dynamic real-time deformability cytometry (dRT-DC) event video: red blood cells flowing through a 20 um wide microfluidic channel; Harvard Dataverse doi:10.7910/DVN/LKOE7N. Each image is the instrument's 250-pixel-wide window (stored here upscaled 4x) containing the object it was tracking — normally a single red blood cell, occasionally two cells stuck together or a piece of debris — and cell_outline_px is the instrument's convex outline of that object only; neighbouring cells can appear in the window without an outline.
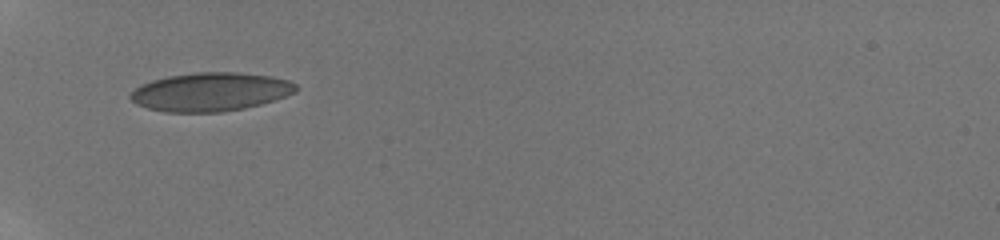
{"species": "human", "species_latin": "Homo sapiens", "temperature_condition": "room temperature", "stored_images_in_passage": 66, "camera_frame_rate_fps": 3000, "um_per_image_px": 0.085, "donor": {"sex": "male"}, "frame": {"image": 1, "passage_image": 1, "time_ms": 0.0, "image_size_px": [1000, 240], "cell_outline_px": [[300, 88], [296, 92], [260, 104], [244, 108], [220, 112], [164, 112], [148, 108], [136, 104], [128, 96], [140, 84], [152, 80], [168, 76], [196, 72], [240, 72], [272, 76], [288, 80], [296, 84]], "centroid_in_image_um": [17.89, 7.8], "position_along_channel_um": 67.1, "area_um2": 37.28}}
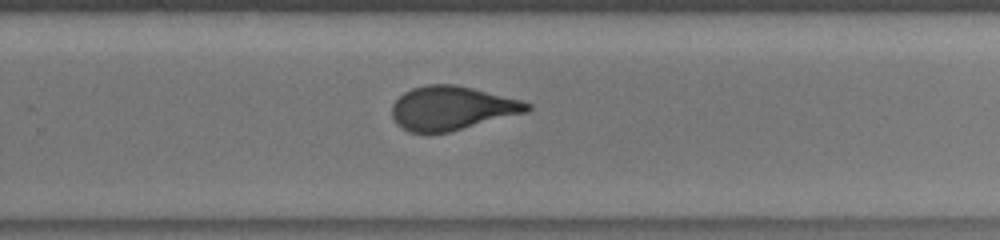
{"frame": {"image": 2, "passage_image": 43, "time_ms": 6.0, "image_size_px": [1000, 240], "cell_outline_px": [[532, 108], [528, 112], [448, 132], [408, 132], [400, 128], [396, 124], [392, 116], [392, 104], [404, 92], [412, 88], [428, 84], [456, 84], [520, 100], [532, 104]], "centroid_in_image_um": [38.39, 9.19], "position_along_channel_um": 291.4, "area_um2": 34.45}}
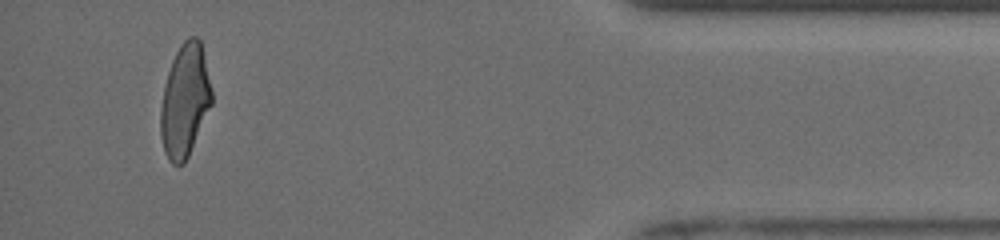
{"frame": {"image": 3, "passage_image": 64, "time_ms": 10.333, "image_size_px": [1000, 240], "cell_outline_px": [[212, 104], [188, 156], [184, 164], [172, 164], [168, 160], [164, 152], [160, 132], [160, 108], [164, 88], [168, 72], [172, 60], [180, 44], [188, 36], [196, 36], [200, 40], [212, 92]], "centroid_in_image_um": [15.7, 8.56], "position_along_channel_um": 419.5, "area_um2": 33.41}}